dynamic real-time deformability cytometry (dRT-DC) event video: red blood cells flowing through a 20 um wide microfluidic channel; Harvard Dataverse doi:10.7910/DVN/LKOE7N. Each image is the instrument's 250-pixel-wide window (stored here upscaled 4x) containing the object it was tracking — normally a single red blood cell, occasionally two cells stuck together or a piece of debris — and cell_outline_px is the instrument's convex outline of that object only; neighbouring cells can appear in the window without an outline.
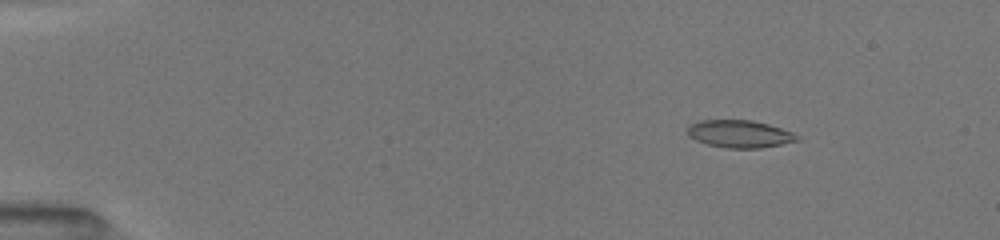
{"species": "common noctule bat (a hibernating species)", "species_latin": "Nyctalus noctula", "temperature_condition": "room temperature", "stored_images_in_passage": 8, "camera_frame_rate_fps": 3000, "um_per_image_px": 0.085, "animal": {"sex": "female", "body_mass_g": 19.5, "forearm_length_mm": 54.1}, "frame": {"image": 1, "passage_image": 3, "time_ms": 2.0, "image_size_px": [1000, 240], "cell_outline_px": [[800, 140], [760, 148], [724, 148], [708, 144], [696, 140], [688, 136], [688, 124], [696, 120], [752, 120], [768, 124], [792, 132], [800, 136]], "centroid_in_image_um": [62.84, 11.37], "position_along_channel_um": 22.2, "area_um2": 17.63}}
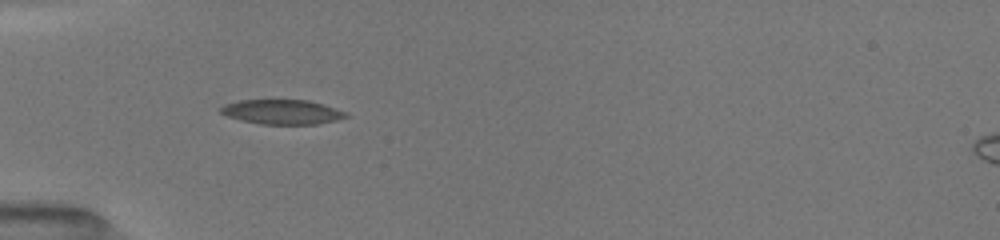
{"frame": {"image": 2, "passage_image": 7, "time_ms": 5.333, "image_size_px": [1000, 240], "cell_outline_px": [[348, 116], [336, 120], [316, 124], [260, 124], [240, 120], [228, 116], [220, 112], [220, 108], [224, 104], [240, 100], [308, 100], [324, 104], [348, 112]], "centroid_in_image_um": [23.99, 9.51], "position_along_channel_um": 61.0, "area_um2": 17.98}}
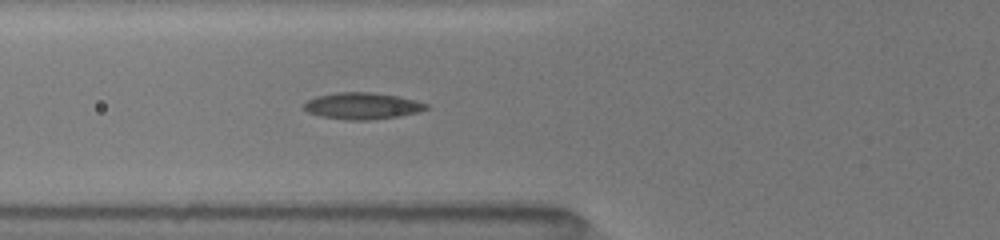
{"frame": {"image": 3, "passage_image": 8, "time_ms": 6.333, "image_size_px": [1000, 240], "cell_outline_px": [[428, 108], [416, 112], [400, 116], [368, 120], [348, 120], [320, 116], [308, 112], [300, 104], [316, 96], [336, 92], [372, 92], [396, 96], [428, 104]], "centroid_in_image_um": [30.72, 9.0], "position_along_channel_um": 95.1, "area_um2": 18.84}}